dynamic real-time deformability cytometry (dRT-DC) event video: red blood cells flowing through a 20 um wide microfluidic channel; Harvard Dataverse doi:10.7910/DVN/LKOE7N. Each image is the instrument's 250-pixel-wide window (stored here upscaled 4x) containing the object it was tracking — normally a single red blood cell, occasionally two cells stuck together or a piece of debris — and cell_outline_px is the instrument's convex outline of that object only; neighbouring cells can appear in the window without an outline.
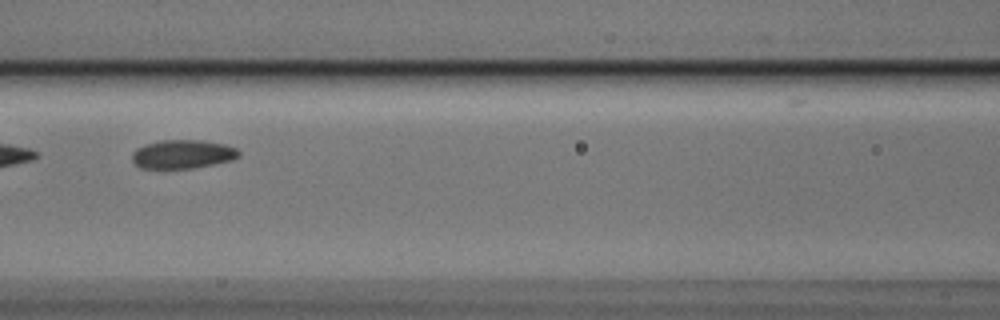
{"species": "Egyptian fruit bat (a non-hibernating species)", "species_latin": "Rousettus aegyptiacus", "temperature_condition": "cold", "stored_images_in_passage": 7, "camera_frame_rate_fps": 3000, "um_per_image_px": 0.085, "animal": {"sex": "male"}, "frame": {"image": 1, "passage_image": 5, "time_ms": 1.333, "image_size_px": [1000, 320], "cell_outline_px": [[240, 156], [232, 160], [192, 168], [140, 168], [132, 160], [132, 152], [136, 148], [144, 144], [160, 140], [200, 140], [224, 144], [236, 148], [240, 152]], "centroid_in_image_um": [15.51, 13.09], "position_along_channel_um": 151.1, "area_um2": 17.86}}
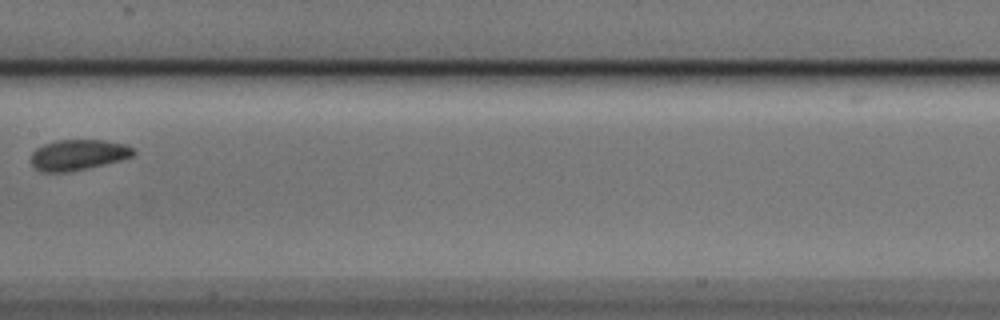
{"frame": {"image": 2, "passage_image": 6, "time_ms": 1.667, "image_size_px": [1000, 320], "cell_outline_px": [[136, 152], [132, 156], [120, 160], [88, 168], [68, 172], [40, 172], [32, 164], [32, 152], [36, 148], [44, 144], [56, 140], [104, 140], [124, 144], [132, 148]], "centroid_in_image_um": [6.62, 13.16], "position_along_channel_um": 200.8, "area_um2": 18.21}}
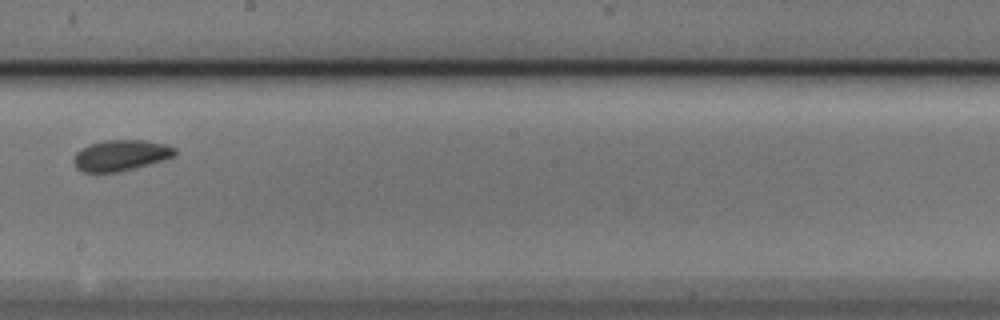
{"frame": {"image": 3, "passage_image": 7, "time_ms": 2.0, "image_size_px": [1000, 320], "cell_outline_px": [[176, 156], [164, 160], [136, 168], [120, 172], [84, 172], [76, 168], [72, 160], [76, 152], [80, 148], [88, 144], [104, 140], [144, 140], [164, 144], [176, 148]], "centroid_in_image_um": [10.25, 13.21], "position_along_channel_um": 237.9, "area_um2": 18.5}}